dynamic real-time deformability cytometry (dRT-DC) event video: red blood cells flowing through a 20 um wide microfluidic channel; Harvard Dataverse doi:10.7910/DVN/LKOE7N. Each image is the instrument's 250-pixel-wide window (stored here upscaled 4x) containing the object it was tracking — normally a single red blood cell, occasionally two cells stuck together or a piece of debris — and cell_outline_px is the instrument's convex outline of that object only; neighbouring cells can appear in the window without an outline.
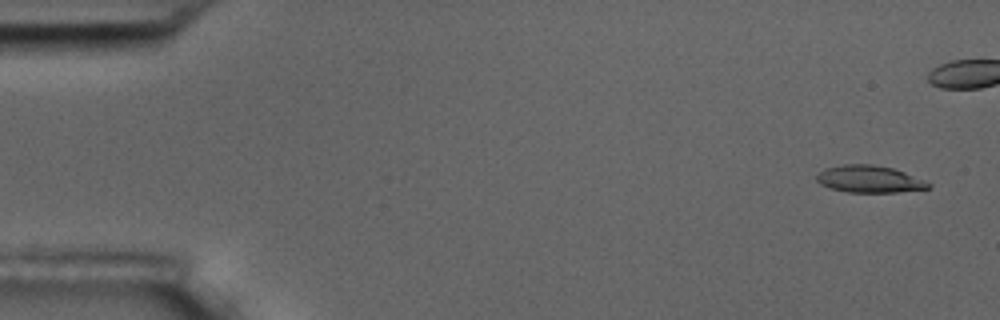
{"species": "common noctule bat (a hibernating species)", "species_latin": "Nyctalus noctula", "temperature_condition": "room temperature", "stored_images_in_passage": 6, "camera_frame_rate_fps": 3000, "um_per_image_px": 0.085, "animal": {"sex": "male", "body_mass_g": 17.5, "forearm_length_mm": 52.3}, "frame": {"image": 1, "passage_image": 1, "time_ms": 0.0, "image_size_px": [1000, 320], "cell_outline_px": [[932, 188], [896, 192], [848, 192], [832, 188], [820, 184], [816, 180], [816, 176], [820, 172], [828, 168], [844, 164], [872, 164], [892, 168], [904, 172], [924, 180], [932, 184]], "centroid_in_image_um": [73.93, 15.22], "position_along_channel_um": 11.1, "area_um2": 17.46}}